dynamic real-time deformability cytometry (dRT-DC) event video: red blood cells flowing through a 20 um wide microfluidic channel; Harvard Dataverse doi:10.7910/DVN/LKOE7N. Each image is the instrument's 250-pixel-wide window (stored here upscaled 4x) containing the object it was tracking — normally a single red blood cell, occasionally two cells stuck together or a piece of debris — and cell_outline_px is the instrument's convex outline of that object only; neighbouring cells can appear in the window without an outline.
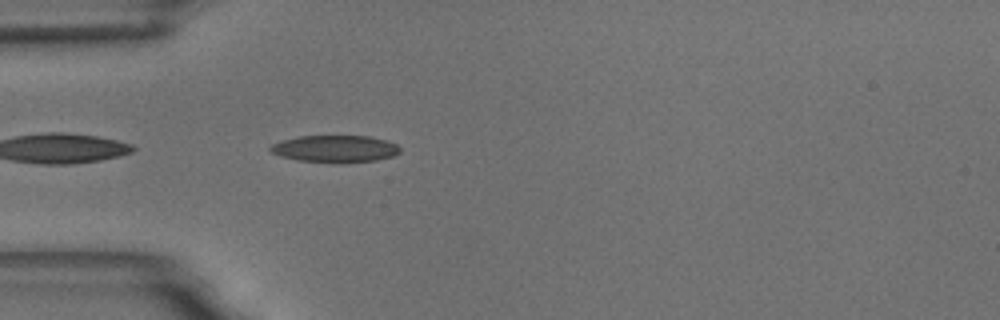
{"species": "common noctule bat (a hibernating species)", "species_latin": "Nyctalus noctula", "temperature_condition": "room temperature", "stored_images_in_passage": 4, "camera_frame_rate_fps": 3000, "um_per_image_px": 0.085, "animal": {"sex": "male", "body_mass_g": 18.8}, "frame": {"image": 1, "passage_image": 4, "time_ms": 4.333, "image_size_px": [1000, 320], "cell_outline_px": [[400, 152], [392, 156], [376, 160], [344, 164], [300, 160], [280, 156], [272, 152], [268, 148], [272, 144], [280, 140], [300, 136], [368, 136], [388, 140], [396, 144], [400, 148]], "centroid_in_image_um": [28.49, 12.65], "position_along_channel_um": 56.5, "area_um2": 20.63}}